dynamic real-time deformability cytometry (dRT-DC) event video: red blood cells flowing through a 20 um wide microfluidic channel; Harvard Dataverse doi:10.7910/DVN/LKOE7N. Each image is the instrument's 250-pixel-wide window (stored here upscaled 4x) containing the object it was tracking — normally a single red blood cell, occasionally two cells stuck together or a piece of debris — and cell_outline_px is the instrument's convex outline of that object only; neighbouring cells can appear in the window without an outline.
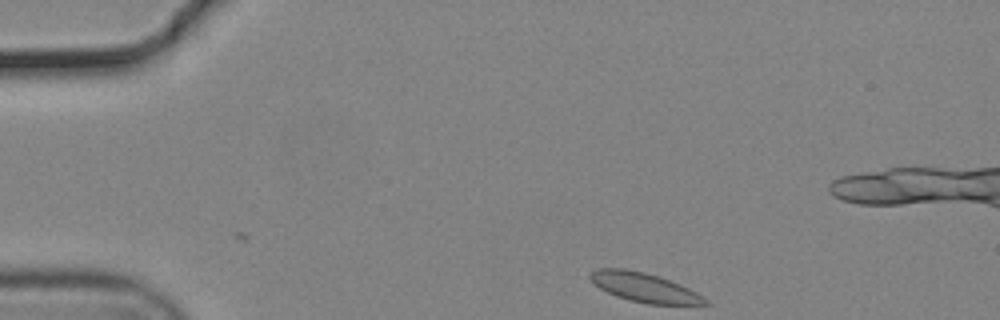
{"species": "common noctule bat (a hibernating species)", "species_latin": "Nyctalus noctula", "temperature_condition": "cold", "stored_images_in_passage": 39, "camera_frame_rate_fps": 3000, "um_per_image_px": 0.085, "animal": {"sex": "male", "body_mass_g": 19.2, "forearm_length_mm": 51.8}, "frame": {"image": 1, "passage_image": 1, "time_ms": 0.0, "image_size_px": [1000, 320], "cell_outline_px": [[712, 304], [648, 304], [628, 300], [616, 296], [600, 288], [588, 280], [588, 276], [596, 268], [624, 268], [644, 272], [668, 280], [688, 288], [696, 292], [708, 300]], "centroid_in_image_um": [54.71, 24.43], "position_along_channel_um": 30.3, "area_um2": 19.42}}
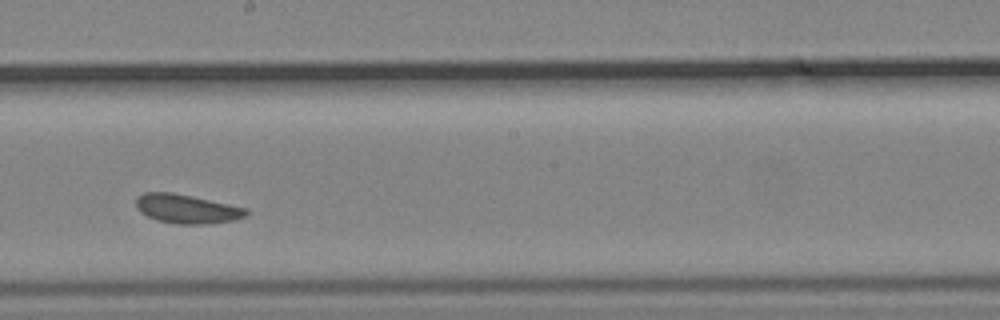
{"frame": {"image": 2, "passage_image": 23, "time_ms": 7.333, "image_size_px": [1000, 320], "cell_outline_px": [[248, 212], [244, 216], [232, 220], [208, 224], [176, 224], [156, 220], [140, 212], [136, 208], [136, 200], [144, 192], [172, 192], [192, 196], [248, 208]], "centroid_in_image_um": [15.86, 17.75], "position_along_channel_um": 232.3, "area_um2": 18.55}}
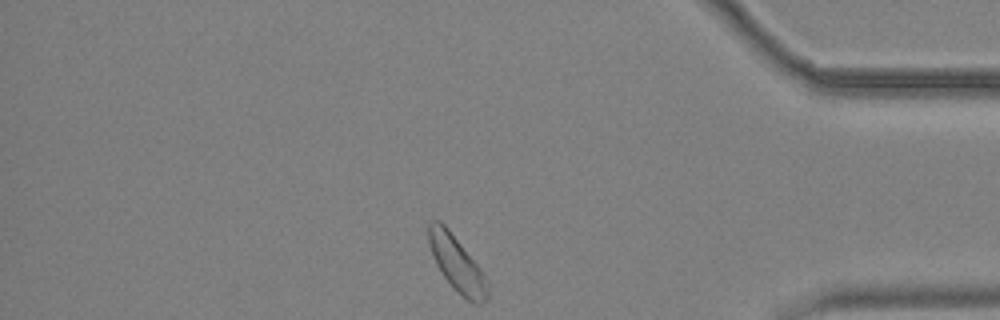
{"frame": {"image": 3, "passage_image": 39, "time_ms": 12.667, "image_size_px": [1000, 320], "cell_outline_px": [[488, 300], [480, 304], [472, 304], [456, 292], [452, 288], [436, 264], [428, 244], [428, 224], [432, 220], [440, 220], [448, 228], [480, 268], [488, 280]], "centroid_in_image_um": [38.84, 22.46], "position_along_channel_um": 396.4, "area_um2": 19.19}}